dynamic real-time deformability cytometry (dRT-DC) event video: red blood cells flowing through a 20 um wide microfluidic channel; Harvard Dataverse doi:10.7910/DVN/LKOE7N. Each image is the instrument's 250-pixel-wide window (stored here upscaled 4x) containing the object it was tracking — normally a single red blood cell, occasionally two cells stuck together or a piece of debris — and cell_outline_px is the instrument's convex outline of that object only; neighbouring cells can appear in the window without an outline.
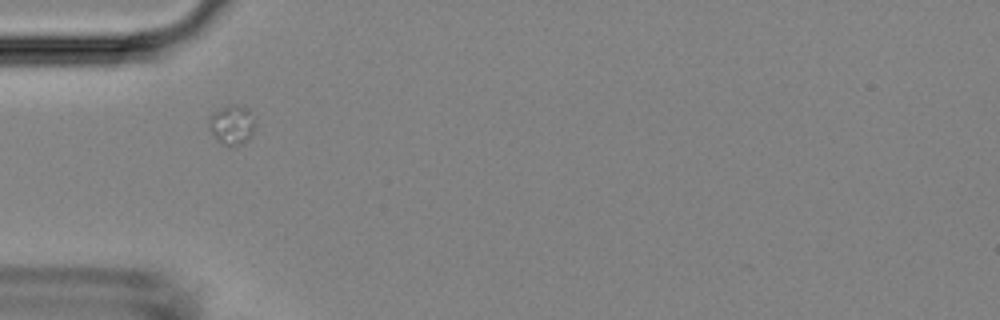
{"species": "Egyptian fruit bat (a non-hibernating species)", "species_latin": "Rousettus aegyptiacus", "temperature_condition": "room temperature", "stored_images_in_passage": 6, "camera_frame_rate_fps": 3000, "um_per_image_px": 0.085, "animal": {"sex": "female"}, "frame": {"image": 1, "passage_image": 5, "time_ms": 6.0, "image_size_px": [1000, 320], "cell_outline_px": [[256, 124], [252, 136], [248, 140], [240, 144], [228, 148], [220, 144], [212, 136], [208, 128], [208, 116], [212, 112], [228, 104], [236, 104], [248, 108]], "centroid_in_image_um": [19.67, 10.63], "position_along_channel_um": 65.3, "area_um2": 11.27}}